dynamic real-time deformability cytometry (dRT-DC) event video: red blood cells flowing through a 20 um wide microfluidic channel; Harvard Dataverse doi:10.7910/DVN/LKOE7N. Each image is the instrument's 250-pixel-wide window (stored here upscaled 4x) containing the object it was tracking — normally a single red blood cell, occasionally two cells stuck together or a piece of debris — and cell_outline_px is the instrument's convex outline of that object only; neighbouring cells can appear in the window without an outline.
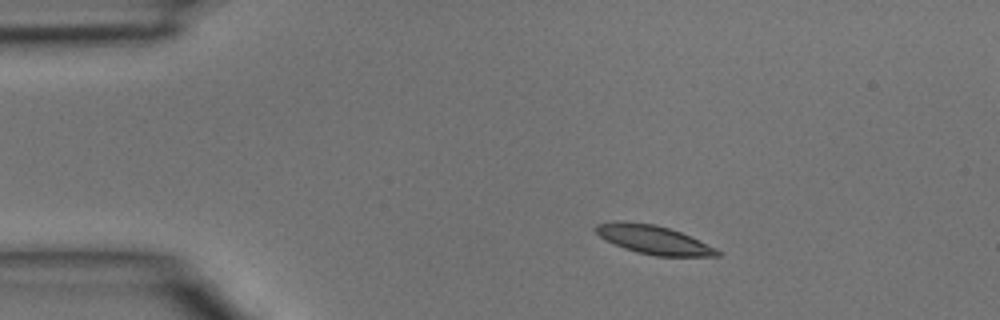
{"species": "common noctule bat (a hibernating species)", "species_latin": "Nyctalus noctula", "temperature_condition": "room temperature", "stored_images_in_passage": 4, "segment_of_instrument_passage": [1, 2], "camera_frame_rate_fps": 3000, "um_per_image_px": 0.085, "animal": {"sex": "male", "body_mass_g": 15.6}, "frame": {"image": 1, "passage_image": 2, "time_ms": 0.333, "image_size_px": [1000, 320], "cell_outline_px": [[724, 252], [720, 256], [656, 256], [636, 252], [624, 248], [604, 240], [596, 232], [596, 224], [656, 224], [680, 232], [716, 248]], "centroid_in_image_um": [55.66, 20.44], "position_along_channel_um": 29.3, "area_um2": 19.48}}